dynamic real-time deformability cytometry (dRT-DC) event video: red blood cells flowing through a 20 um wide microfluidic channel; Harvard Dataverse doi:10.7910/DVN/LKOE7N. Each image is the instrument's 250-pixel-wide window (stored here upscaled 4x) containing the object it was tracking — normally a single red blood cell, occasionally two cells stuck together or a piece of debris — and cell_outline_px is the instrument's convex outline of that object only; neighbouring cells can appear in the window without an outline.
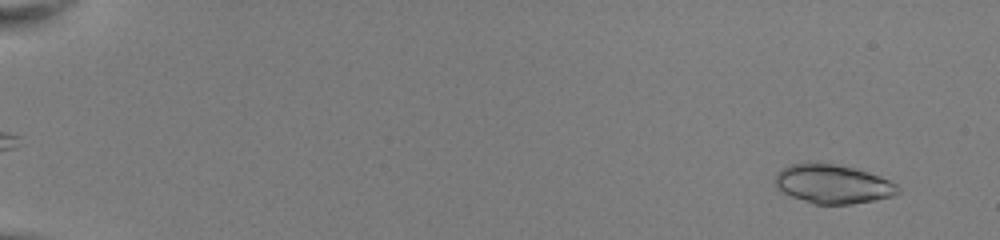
{"species": "common noctule bat (a hibernating species)", "species_latin": "Nyctalus noctula", "temperature_condition": "room temperature", "stored_images_in_passage": 52, "segment_of_instrument_passage": [1, 2], "camera_frame_rate_fps": 3000, "um_per_image_px": 0.085, "animal": {"sex": "female", "body_mass_g": 22.0, "forearm_length_mm": 56.7}, "frame": {"image": 1, "passage_image": 4, "time_ms": 1.0, "image_size_px": [1000, 240], "cell_outline_px": [[900, 192], [892, 196], [852, 204], [812, 204], [780, 192], [776, 188], [776, 172], [788, 164], [808, 160], [836, 164], [856, 168], [880, 176], [896, 184], [900, 188]], "centroid_in_image_um": [70.73, 15.61], "position_along_channel_um": 14.3, "area_um2": 28.5}}
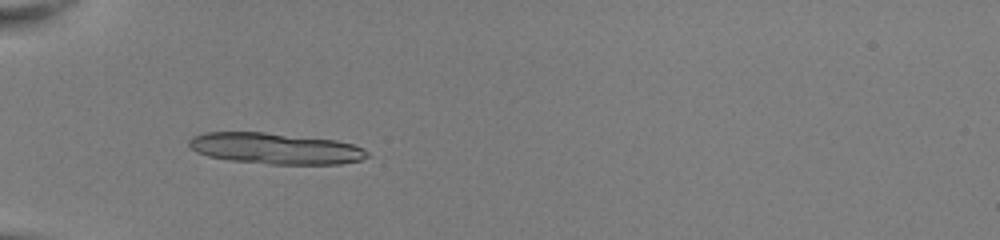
{"frame": {"image": 2, "passage_image": 19, "time_ms": 6.0, "image_size_px": [1000, 240], "cell_outline_px": [[372, 156], [360, 160], [340, 164], [268, 164], [232, 160], [208, 156], [196, 152], [188, 144], [188, 140], [192, 136], [204, 132], [264, 132], [336, 140], [352, 144], [364, 148]], "centroid_in_image_um": [23.43, 12.62], "position_along_channel_um": 61.6, "area_um2": 32.43}}